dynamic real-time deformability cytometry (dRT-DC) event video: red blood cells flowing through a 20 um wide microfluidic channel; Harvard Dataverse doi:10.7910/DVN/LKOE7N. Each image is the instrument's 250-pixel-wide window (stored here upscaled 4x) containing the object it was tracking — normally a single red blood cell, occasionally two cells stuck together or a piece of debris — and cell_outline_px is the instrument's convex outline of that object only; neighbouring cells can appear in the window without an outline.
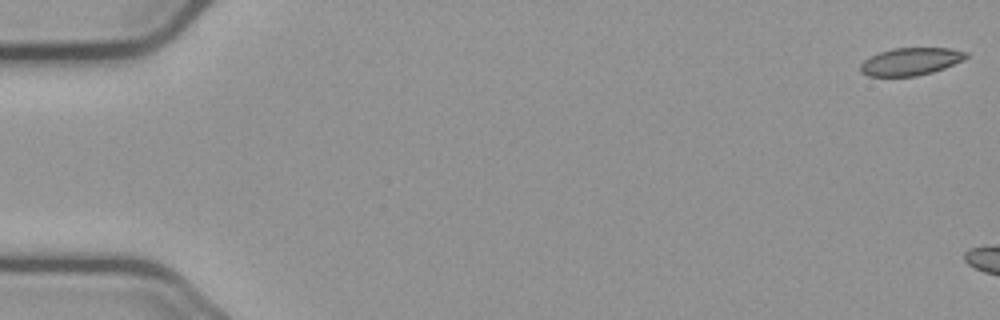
{"species": "common noctule bat (a hibernating species)", "species_latin": "Nyctalus noctula", "temperature_condition": "cold", "stored_images_in_passage": 6, "camera_frame_rate_fps": 3000, "um_per_image_px": 0.085, "animal": {"sex": "male", "body_mass_g": 23.1, "forearm_length_mm": 52.7}, "frame": {"image": 1, "passage_image": 1, "time_ms": 0.0, "image_size_px": [1000, 320], "cell_outline_px": [[968, 56], [964, 60], [944, 68], [932, 72], [916, 76], [868, 76], [860, 72], [860, 64], [868, 56], [892, 48], [952, 48], [968, 52]], "centroid_in_image_um": [77.4, 5.22], "position_along_channel_um": 7.6, "area_um2": 17.11}}